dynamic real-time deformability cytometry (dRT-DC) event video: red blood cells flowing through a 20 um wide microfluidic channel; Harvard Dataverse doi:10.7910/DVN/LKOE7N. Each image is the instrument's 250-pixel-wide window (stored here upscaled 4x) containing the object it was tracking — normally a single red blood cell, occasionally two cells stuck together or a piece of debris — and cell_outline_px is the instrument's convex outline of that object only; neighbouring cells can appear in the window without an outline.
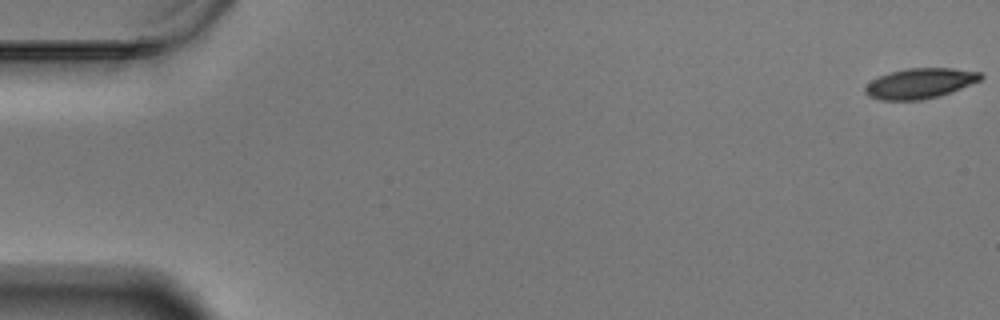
{"species": "Egyptian fruit bat (a non-hibernating species)", "species_latin": "Rousettus aegyptiacus", "temperature_condition": "warm", "stored_images_in_passage": 60, "camera_frame_rate_fps": 3000, "um_per_image_px": 0.085, "animal": {"sex": "male"}, "frame": {"image": 1, "passage_image": 1, "time_ms": 0.0, "image_size_px": [1000, 320], "cell_outline_px": [[984, 76], [980, 80], [952, 92], [920, 100], [880, 100], [868, 96], [864, 92], [864, 88], [872, 80], [880, 76], [892, 72], [908, 68], [952, 68], [980, 72]], "centroid_in_image_um": [78.2, 7.09], "position_along_channel_um": 6.8, "area_um2": 20.17}}
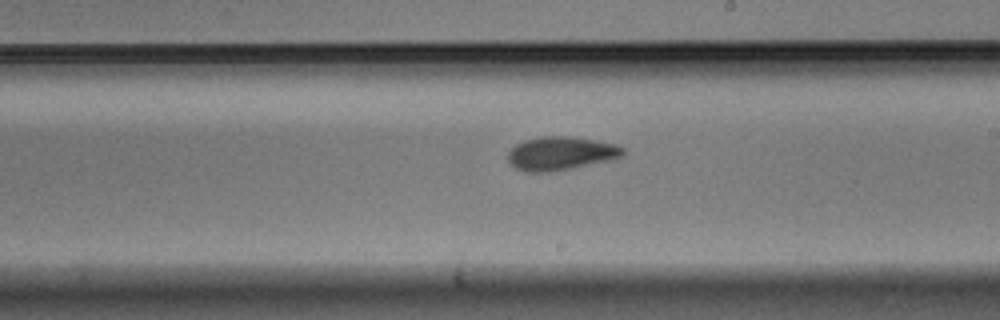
{"frame": {"image": 2, "passage_image": 35, "time_ms": 11.333, "image_size_px": [1000, 320], "cell_outline_px": [[628, 152], [624, 156], [612, 160], [552, 172], [524, 172], [516, 168], [508, 160], [508, 152], [516, 144], [524, 140], [540, 136], [564, 136], [596, 140], [616, 144], [624, 148]], "centroid_in_image_um": [47.71, 13.04], "position_along_channel_um": 241.3, "area_um2": 22.72}}
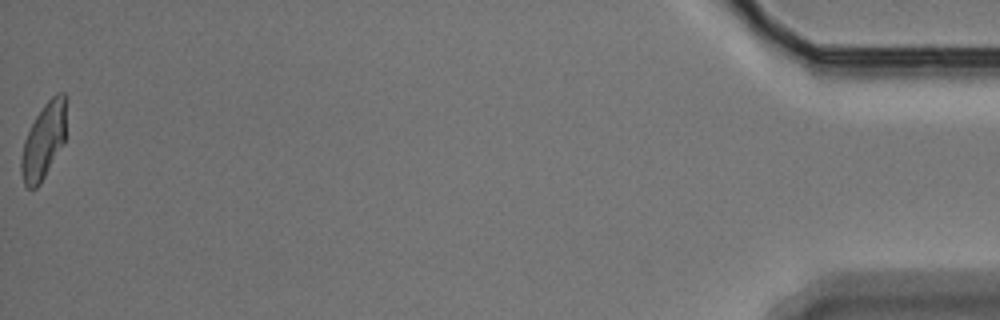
{"frame": {"image": 3, "passage_image": 60, "time_ms": 19.667, "image_size_px": [1000, 320], "cell_outline_px": [[68, 100], [64, 144], [40, 184], [36, 188], [28, 188], [24, 184], [20, 172], [20, 160], [24, 140], [36, 116], [44, 104], [56, 92], [64, 92]], "centroid_in_image_um": [3.74, 11.94], "position_along_channel_um": 431.5, "area_um2": 20.35}, "authors_computed_cell_mechanics": {"area_um2": 20.9236, "velocity_mm_per_s": 3.43, "shape_relaxation_time_tau1_ms": 3.9893, "shape_relaxation_time_tau2_ms": 2.3866, "deformation_change_tau1": 0.1647, "deformation_change_tau2": 0.0961}}